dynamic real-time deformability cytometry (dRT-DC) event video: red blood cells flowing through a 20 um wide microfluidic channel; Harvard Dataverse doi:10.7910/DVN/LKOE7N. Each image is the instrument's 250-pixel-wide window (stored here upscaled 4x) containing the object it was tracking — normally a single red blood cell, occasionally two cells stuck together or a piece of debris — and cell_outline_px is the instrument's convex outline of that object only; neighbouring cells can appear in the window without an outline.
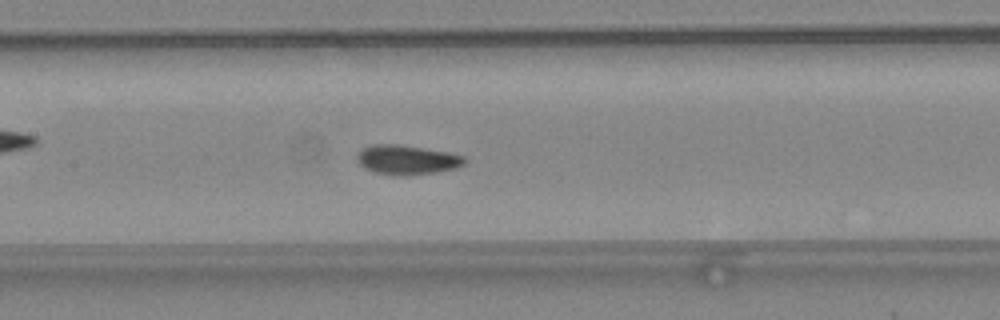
{"species": "common noctule bat (a hibernating species)", "species_latin": "Nyctalus noctula", "temperature_condition": "warm", "stored_images_in_passage": 41, "camera_frame_rate_fps": 3000, "um_per_image_px": 0.085, "animal": {"sex": "female", "body_mass_g": 24.6, "forearm_length_mm": 56.2}, "frame": {"image": 1, "passage_image": 17, "time_ms": 5.333, "image_size_px": [1000, 320], "cell_outline_px": [[468, 160], [464, 164], [456, 168], [436, 172], [392, 176], [372, 172], [364, 168], [356, 160], [356, 156], [364, 148], [372, 144], [396, 144], [448, 152], [464, 156]], "centroid_in_image_um": [34.57, 13.59], "position_along_channel_um": 172.8, "area_um2": 18.44}}
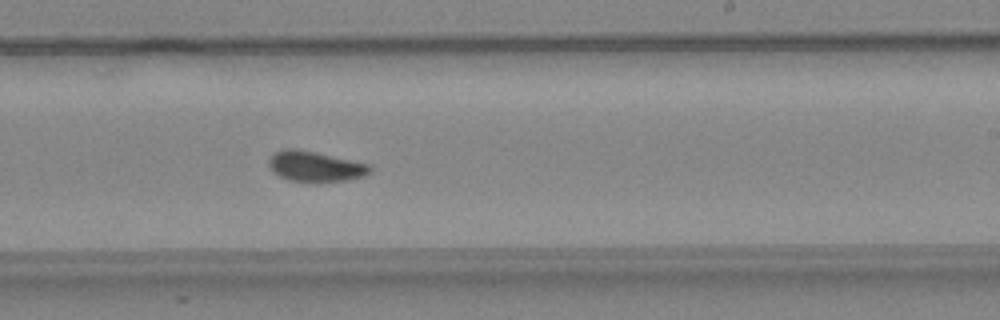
{"frame": {"image": 2, "passage_image": 23, "time_ms": 7.333, "image_size_px": [1000, 320], "cell_outline_px": [[372, 172], [364, 176], [344, 180], [288, 180], [272, 172], [268, 164], [268, 160], [276, 152], [284, 148], [296, 148], [368, 164], [372, 168]], "centroid_in_image_um": [26.76, 14.12], "position_along_channel_um": 262.2, "area_um2": 17.34}}
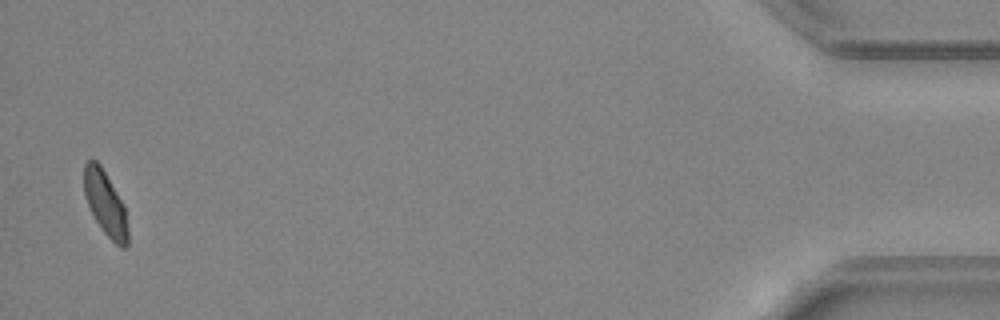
{"frame": {"image": 3, "passage_image": 40, "time_ms": 13.0, "image_size_px": [1000, 320], "cell_outline_px": [[128, 248], [120, 248], [104, 232], [96, 220], [88, 204], [84, 192], [84, 164], [88, 160], [96, 160], [100, 164], [124, 204], [128, 228]], "centroid_in_image_um": [8.98, 17.31], "position_along_channel_um": 426.2, "area_um2": 16.36}, "authors_computed_cell_mechanics": {"area_um2": 17.4556, "velocity_mm_per_s": 4.4955, "shape_relaxation_time_tau1_ms": 3.4109, "shape_relaxation_time_tau2_ms": 2.2174, "deformation_change_tau1": 0.1079, "deformation_change_tau2": 0.0679}}